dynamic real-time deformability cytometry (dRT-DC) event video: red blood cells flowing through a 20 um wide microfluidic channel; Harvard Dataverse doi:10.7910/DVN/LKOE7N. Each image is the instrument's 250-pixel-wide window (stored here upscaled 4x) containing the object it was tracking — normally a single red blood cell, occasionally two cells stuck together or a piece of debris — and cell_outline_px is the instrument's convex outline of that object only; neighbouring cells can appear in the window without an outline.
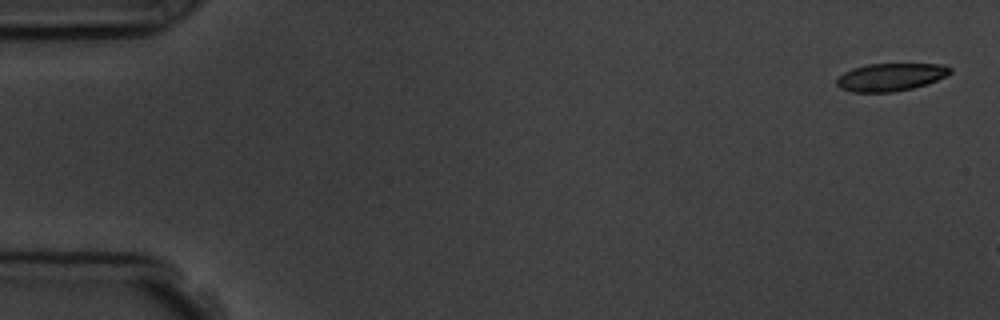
{"species": "common noctule bat (a hibernating species)", "species_latin": "Nyctalus noctula", "temperature_condition": "room temperature", "stored_images_in_passage": 3, "camera_frame_rate_fps": 3000, "um_per_image_px": 0.085, "animal": {"sex": "male", "body_mass_g": 19.5, "forearm_length_mm": 54.6}, "frame": {"image": 1, "passage_image": 1, "time_ms": 0.0, "image_size_px": [1000, 320], "cell_outline_px": [[952, 72], [928, 84], [912, 88], [892, 92], [852, 92], [840, 88], [836, 84], [836, 80], [844, 72], [852, 68], [868, 64], [944, 64], [952, 68]], "centroid_in_image_um": [75.7, 6.55], "position_along_channel_um": 9.3, "area_um2": 18.32}}